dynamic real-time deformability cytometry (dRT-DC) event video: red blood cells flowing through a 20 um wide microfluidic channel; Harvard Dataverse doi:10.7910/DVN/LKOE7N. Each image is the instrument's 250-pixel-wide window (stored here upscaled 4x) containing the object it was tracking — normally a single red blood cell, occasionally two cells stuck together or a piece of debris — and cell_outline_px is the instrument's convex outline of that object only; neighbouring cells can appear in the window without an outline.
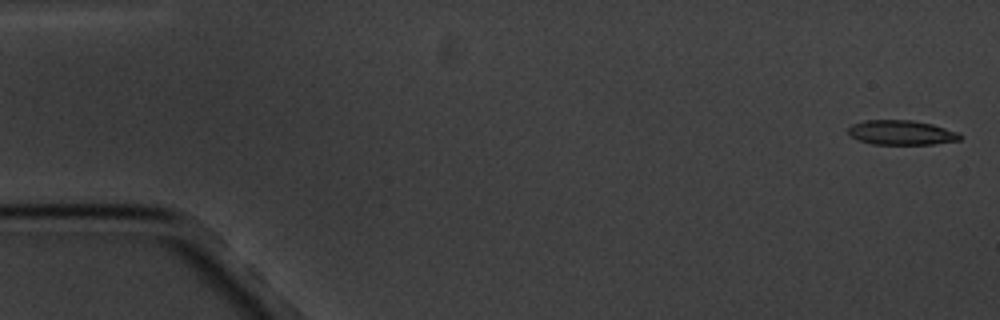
{"species": "common noctule bat (a hibernating species)", "species_latin": "Nyctalus noctula", "temperature_condition": "cold", "stored_images_in_passage": 6, "camera_frame_rate_fps": 3000, "um_per_image_px": 0.085, "animal": {"sex": "male", "body_mass_g": 20.1, "forearm_length_mm": 53.5}, "frame": {"image": 1, "passage_image": 1, "time_ms": 0.0, "image_size_px": [1000, 320], "cell_outline_px": [[960, 140], [932, 144], [872, 144], [860, 140], [852, 136], [848, 132], [848, 128], [852, 124], [864, 120], [912, 120], [932, 124], [960, 132]], "centroid_in_image_um": [76.63, 11.26], "position_along_channel_um": 8.4, "area_um2": 15.95}}
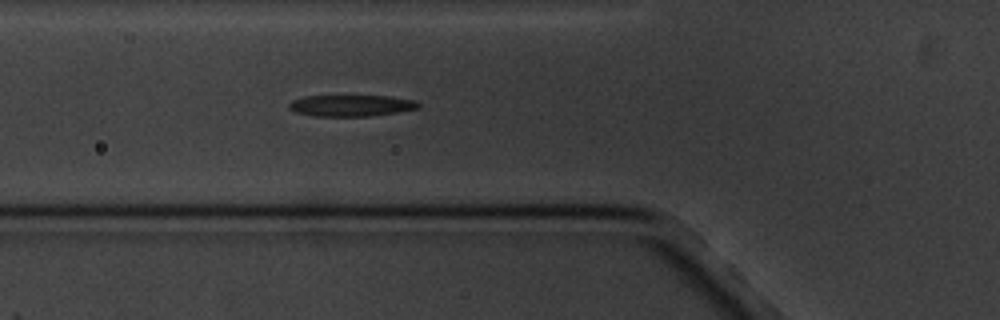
{"frame": {"image": 2, "passage_image": 6, "time_ms": 6.333, "image_size_px": [1000, 320], "cell_outline_px": [[420, 108], [396, 112], [368, 116], [312, 116], [296, 112], [288, 108], [288, 104], [292, 100], [304, 96], [388, 96], [416, 100], [420, 104]], "centroid_in_image_um": [29.84, 8.97], "position_along_channel_um": 96.0, "area_um2": 16.13}}